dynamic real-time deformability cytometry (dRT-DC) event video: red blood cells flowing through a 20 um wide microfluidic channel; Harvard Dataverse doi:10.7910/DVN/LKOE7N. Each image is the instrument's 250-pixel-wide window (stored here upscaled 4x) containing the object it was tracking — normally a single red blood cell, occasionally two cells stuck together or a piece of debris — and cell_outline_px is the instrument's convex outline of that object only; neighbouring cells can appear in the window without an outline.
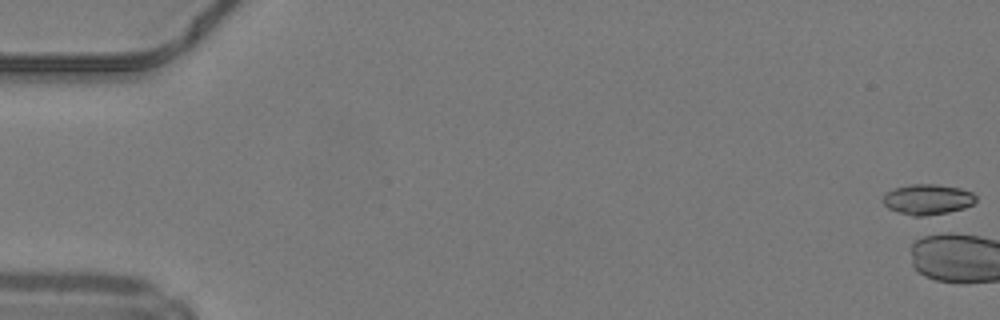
{"species": "common noctule bat (a hibernating species)", "species_latin": "Nyctalus noctula", "temperature_condition": "warm", "stored_images_in_passage": 3, "camera_frame_rate_fps": 3000, "um_per_image_px": 0.085, "animal": {"sex": "male", "body_mass_g": 19.2, "forearm_length_mm": 51.8}, "frame": {"image": 1, "passage_image": 1, "time_ms": 0.0, "image_size_px": [1000, 320], "cell_outline_px": [[976, 200], [972, 204], [964, 208], [948, 212], [924, 216], [912, 216], [888, 208], [884, 204], [884, 192], [892, 188], [912, 184], [936, 184], [960, 188], [972, 192], [976, 196]], "centroid_in_image_um": [78.84, 16.93], "position_along_channel_um": 6.2, "area_um2": 16.47}}